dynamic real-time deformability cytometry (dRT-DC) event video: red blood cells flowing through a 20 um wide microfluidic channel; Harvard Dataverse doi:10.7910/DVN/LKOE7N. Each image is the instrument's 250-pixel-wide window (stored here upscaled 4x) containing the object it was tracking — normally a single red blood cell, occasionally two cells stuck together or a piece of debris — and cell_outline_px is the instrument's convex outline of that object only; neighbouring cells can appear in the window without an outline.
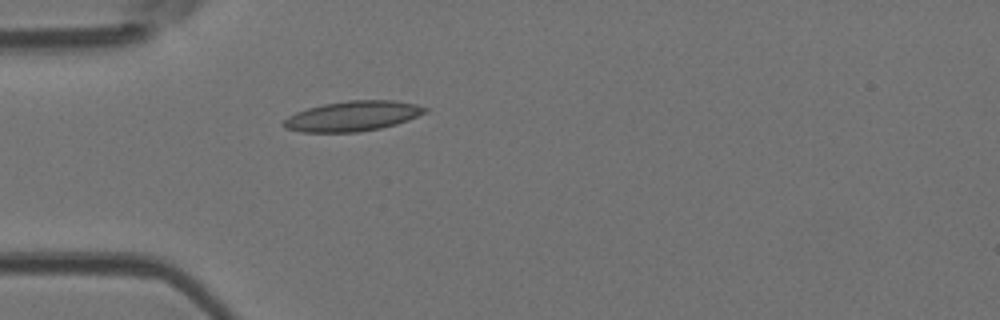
{"species": "Egyptian fruit bat (a non-hibernating species)", "species_latin": "Rousettus aegyptiacus", "temperature_condition": "room temperature", "stored_images_in_passage": 4, "camera_frame_rate_fps": 3000, "um_per_image_px": 0.085, "animal": {"sex": "female"}, "frame": {"image": 1, "passage_image": 4, "time_ms": 1.0, "image_size_px": [1000, 320], "cell_outline_px": [[428, 112], [408, 120], [396, 124], [380, 128], [360, 132], [300, 132], [284, 128], [280, 124], [288, 116], [296, 112], [308, 108], [324, 104], [348, 100], [396, 100], [416, 104], [428, 108]], "centroid_in_image_um": [29.97, 9.87], "position_along_channel_um": 55.0, "area_um2": 24.97}}